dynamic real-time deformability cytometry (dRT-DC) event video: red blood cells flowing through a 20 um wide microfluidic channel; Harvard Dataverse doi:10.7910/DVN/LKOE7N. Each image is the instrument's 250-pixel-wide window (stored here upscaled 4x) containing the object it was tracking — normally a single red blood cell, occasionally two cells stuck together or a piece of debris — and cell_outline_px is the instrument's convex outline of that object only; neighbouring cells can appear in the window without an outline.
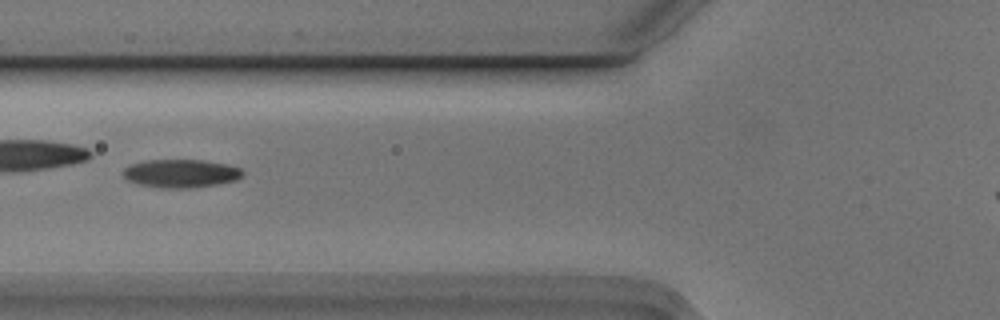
{"species": "Egyptian fruit bat (a non-hibernating species)", "species_latin": "Rousettus aegyptiacus", "temperature_condition": "cold", "stored_images_in_passage": 6, "camera_frame_rate_fps": 3000, "um_per_image_px": 0.085, "animal": {"sex": "male"}, "frame": {"image": 1, "passage_image": 5, "time_ms": 1.333, "image_size_px": [1000, 320], "cell_outline_px": [[244, 176], [236, 180], [216, 184], [192, 188], [160, 188], [140, 184], [128, 180], [124, 176], [124, 168], [128, 164], [144, 160], [204, 160], [228, 164], [240, 168], [244, 172]], "centroid_in_image_um": [15.39, 14.73], "position_along_channel_um": 110.4, "area_um2": 19.83}}
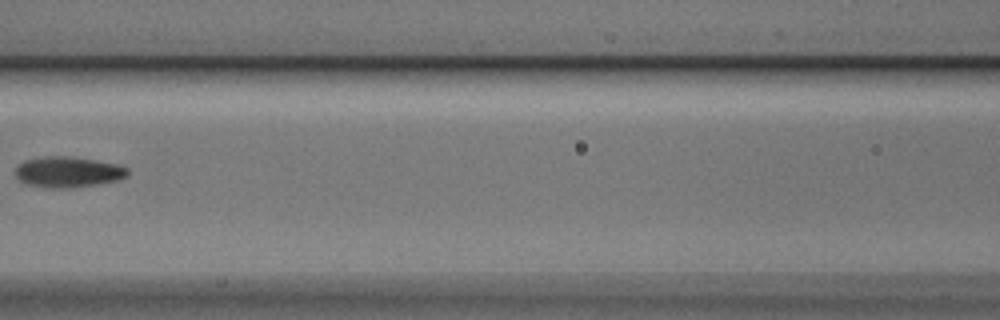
{"frame": {"image": 2, "passage_image": 6, "time_ms": 1.667, "image_size_px": [1000, 320], "cell_outline_px": [[128, 176], [120, 180], [100, 184], [72, 188], [48, 188], [24, 184], [16, 180], [16, 168], [24, 160], [48, 156], [64, 156], [92, 160], [116, 164], [128, 168]], "centroid_in_image_um": [5.77, 14.65], "position_along_channel_um": 160.8, "area_um2": 20.23}}